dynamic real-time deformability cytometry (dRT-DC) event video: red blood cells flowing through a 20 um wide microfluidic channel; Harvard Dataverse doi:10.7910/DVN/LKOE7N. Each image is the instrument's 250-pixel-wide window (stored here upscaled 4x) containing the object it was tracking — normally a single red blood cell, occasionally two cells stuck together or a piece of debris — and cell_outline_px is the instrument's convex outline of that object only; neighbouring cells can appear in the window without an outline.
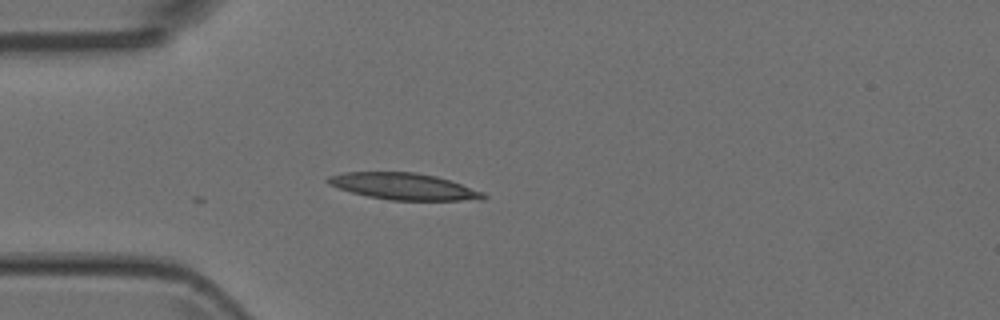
{"species": "Egyptian fruit bat (a non-hibernating species)", "species_latin": "Rousettus aegyptiacus", "temperature_condition": "room temperature", "stored_images_in_passage": 3, "camera_frame_rate_fps": 3000, "um_per_image_px": 0.085, "animal": {"sex": "female"}, "frame": {"image": 1, "passage_image": 3, "time_ms": 0.667, "image_size_px": [1000, 320], "cell_outline_px": [[488, 196], [484, 200], [392, 200], [368, 196], [352, 192], [328, 184], [324, 180], [328, 176], [344, 172], [416, 172], [436, 176], [484, 192]], "centroid_in_image_um": [34.32, 15.84], "position_along_channel_um": 50.7, "area_um2": 23.99}}